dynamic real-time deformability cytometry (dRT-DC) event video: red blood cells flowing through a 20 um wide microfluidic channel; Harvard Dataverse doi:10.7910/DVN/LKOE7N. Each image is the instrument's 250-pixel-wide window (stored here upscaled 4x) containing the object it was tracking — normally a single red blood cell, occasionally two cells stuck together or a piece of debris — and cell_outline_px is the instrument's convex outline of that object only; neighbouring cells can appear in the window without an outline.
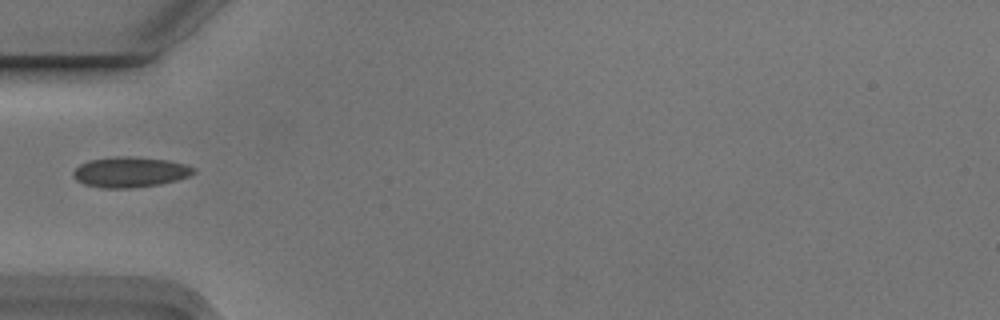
{"species": "Egyptian fruit bat (a non-hibernating species)", "species_latin": "Rousettus aegyptiacus", "temperature_condition": "cold", "stored_images_in_passage": 1, "camera_frame_rate_fps": 3000, "um_per_image_px": 0.085, "animal": {"sex": "male"}, "frame": {"image": 1, "passage_image": 1, "time_ms": 0.0, "image_size_px": [1000, 320], "cell_outline_px": [[196, 172], [188, 176], [176, 180], [160, 184], [136, 188], [100, 188], [84, 184], [76, 180], [72, 176], [72, 172], [80, 164], [88, 160], [116, 156], [132, 156], [168, 160], [184, 164], [196, 168]], "centroid_in_image_um": [11.03, 14.63], "position_along_channel_um": 74.0, "area_um2": 21.56}}